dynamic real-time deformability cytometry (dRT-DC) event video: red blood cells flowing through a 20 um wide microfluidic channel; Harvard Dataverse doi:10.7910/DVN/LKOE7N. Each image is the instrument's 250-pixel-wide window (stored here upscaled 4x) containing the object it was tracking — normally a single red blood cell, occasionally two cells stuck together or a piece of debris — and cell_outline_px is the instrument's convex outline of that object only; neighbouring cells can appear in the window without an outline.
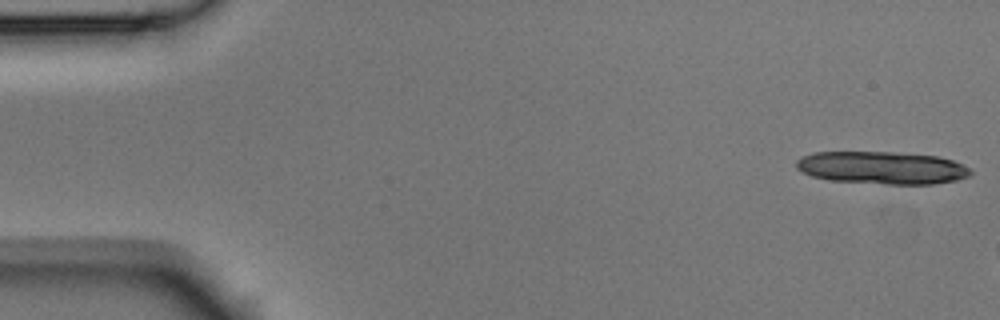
{"species": "Egyptian fruit bat (a non-hibernating species)", "species_latin": "Rousettus aegyptiacus", "temperature_condition": "room temperature", "stored_images_in_passage": 3, "camera_frame_rate_fps": 3000, "um_per_image_px": 0.085, "animal": {"sex": "male"}, "frame": {"image": 1, "passage_image": 1, "time_ms": 0.0, "image_size_px": [1000, 320], "cell_outline_px": [[972, 172], [968, 176], [956, 180], [932, 184], [888, 184], [828, 180], [812, 176], [796, 168], [796, 160], [812, 152], [892, 152], [936, 156], [952, 160], [968, 168]], "centroid_in_image_um": [74.94, 14.26], "position_along_channel_um": 10.1, "area_um2": 32.89}}